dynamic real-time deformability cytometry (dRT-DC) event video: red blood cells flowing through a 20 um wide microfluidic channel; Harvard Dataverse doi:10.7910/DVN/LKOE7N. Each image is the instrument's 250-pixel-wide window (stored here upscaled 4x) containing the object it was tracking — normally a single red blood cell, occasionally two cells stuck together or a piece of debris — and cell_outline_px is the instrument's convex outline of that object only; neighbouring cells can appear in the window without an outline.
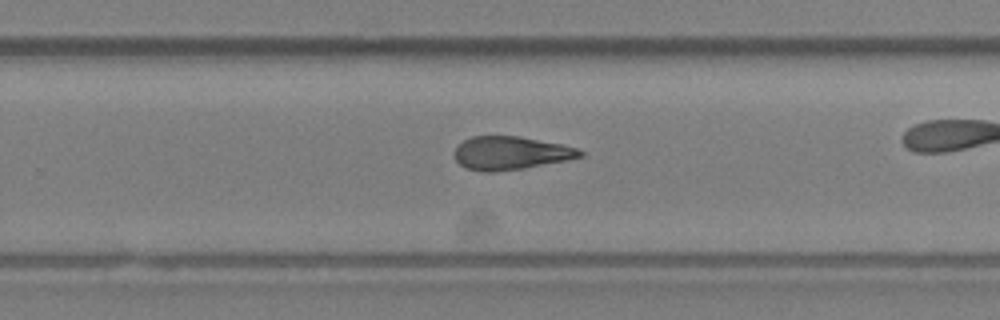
{"species": "Egyptian fruit bat (a non-hibernating species)", "species_latin": "Rousettus aegyptiacus", "temperature_condition": "room temperature", "stored_images_in_passage": 26, "camera_frame_rate_fps": 3000, "um_per_image_px": 0.085, "animal": {"sex": "female"}, "frame": {"image": 1, "passage_image": 19, "time_ms": 6.0, "image_size_px": [1000, 320], "cell_outline_px": [[584, 156], [568, 160], [524, 168], [492, 172], [484, 172], [468, 168], [460, 164], [452, 156], [452, 152], [464, 140], [472, 136], [520, 136], [560, 144], [576, 148], [584, 152]], "centroid_in_image_um": [43.39, 13.01], "position_along_channel_um": 286.4, "area_um2": 24.33}}